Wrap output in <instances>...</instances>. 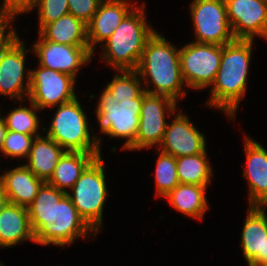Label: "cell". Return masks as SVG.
Wrapping results in <instances>:
<instances>
[{
	"label": "cell",
	"mask_w": 267,
	"mask_h": 266,
	"mask_svg": "<svg viewBox=\"0 0 267 266\" xmlns=\"http://www.w3.org/2000/svg\"><path fill=\"white\" fill-rule=\"evenodd\" d=\"M27 208L36 244L63 247L73 244L79 237L90 239L89 235H97L81 218L66 193L47 182L42 184Z\"/></svg>",
	"instance_id": "cell-1"
},
{
	"label": "cell",
	"mask_w": 267,
	"mask_h": 266,
	"mask_svg": "<svg viewBox=\"0 0 267 266\" xmlns=\"http://www.w3.org/2000/svg\"><path fill=\"white\" fill-rule=\"evenodd\" d=\"M253 45L254 40L235 39L222 46L220 68L205 105L220 109L230 119L235 118L246 92Z\"/></svg>",
	"instance_id": "cell-2"
},
{
	"label": "cell",
	"mask_w": 267,
	"mask_h": 266,
	"mask_svg": "<svg viewBox=\"0 0 267 266\" xmlns=\"http://www.w3.org/2000/svg\"><path fill=\"white\" fill-rule=\"evenodd\" d=\"M136 71L145 82V92L165 95L175 102L186 96L179 49L160 33L155 31L148 39ZM149 84L154 88L151 89Z\"/></svg>",
	"instance_id": "cell-3"
},
{
	"label": "cell",
	"mask_w": 267,
	"mask_h": 266,
	"mask_svg": "<svg viewBox=\"0 0 267 266\" xmlns=\"http://www.w3.org/2000/svg\"><path fill=\"white\" fill-rule=\"evenodd\" d=\"M140 6H135L100 46L101 58L112 69L136 70L148 39L155 33L146 21L145 2Z\"/></svg>",
	"instance_id": "cell-4"
},
{
	"label": "cell",
	"mask_w": 267,
	"mask_h": 266,
	"mask_svg": "<svg viewBox=\"0 0 267 266\" xmlns=\"http://www.w3.org/2000/svg\"><path fill=\"white\" fill-rule=\"evenodd\" d=\"M78 98L57 106L46 136L65 151L101 153V139L89 132V123Z\"/></svg>",
	"instance_id": "cell-5"
},
{
	"label": "cell",
	"mask_w": 267,
	"mask_h": 266,
	"mask_svg": "<svg viewBox=\"0 0 267 266\" xmlns=\"http://www.w3.org/2000/svg\"><path fill=\"white\" fill-rule=\"evenodd\" d=\"M103 164L102 157H96L66 193L81 218L96 234L102 227L103 208L108 196Z\"/></svg>",
	"instance_id": "cell-6"
},
{
	"label": "cell",
	"mask_w": 267,
	"mask_h": 266,
	"mask_svg": "<svg viewBox=\"0 0 267 266\" xmlns=\"http://www.w3.org/2000/svg\"><path fill=\"white\" fill-rule=\"evenodd\" d=\"M142 106V93L131 100H118L106 88L101 92L95 114L100 132L110 138L126 139L122 150H129L135 143Z\"/></svg>",
	"instance_id": "cell-7"
},
{
	"label": "cell",
	"mask_w": 267,
	"mask_h": 266,
	"mask_svg": "<svg viewBox=\"0 0 267 266\" xmlns=\"http://www.w3.org/2000/svg\"><path fill=\"white\" fill-rule=\"evenodd\" d=\"M180 66L187 87L206 89L214 83L220 68L222 46L191 42L179 48Z\"/></svg>",
	"instance_id": "cell-8"
},
{
	"label": "cell",
	"mask_w": 267,
	"mask_h": 266,
	"mask_svg": "<svg viewBox=\"0 0 267 266\" xmlns=\"http://www.w3.org/2000/svg\"><path fill=\"white\" fill-rule=\"evenodd\" d=\"M177 102L165 95L142 92V106L139 127L134 145L130 151H139L160 146L166 130V117L177 112ZM168 114V115H166Z\"/></svg>",
	"instance_id": "cell-9"
},
{
	"label": "cell",
	"mask_w": 267,
	"mask_h": 266,
	"mask_svg": "<svg viewBox=\"0 0 267 266\" xmlns=\"http://www.w3.org/2000/svg\"><path fill=\"white\" fill-rule=\"evenodd\" d=\"M189 9L196 33L195 42L223 46L235 40L225 0H193Z\"/></svg>",
	"instance_id": "cell-10"
},
{
	"label": "cell",
	"mask_w": 267,
	"mask_h": 266,
	"mask_svg": "<svg viewBox=\"0 0 267 266\" xmlns=\"http://www.w3.org/2000/svg\"><path fill=\"white\" fill-rule=\"evenodd\" d=\"M30 70L28 100L40 110L53 108L74 100L76 79L71 75L38 65Z\"/></svg>",
	"instance_id": "cell-11"
},
{
	"label": "cell",
	"mask_w": 267,
	"mask_h": 266,
	"mask_svg": "<svg viewBox=\"0 0 267 266\" xmlns=\"http://www.w3.org/2000/svg\"><path fill=\"white\" fill-rule=\"evenodd\" d=\"M32 49L37 55L39 65L56 70L76 79L80 67L89 63L93 53L89 45H66L45 40L40 34Z\"/></svg>",
	"instance_id": "cell-12"
},
{
	"label": "cell",
	"mask_w": 267,
	"mask_h": 266,
	"mask_svg": "<svg viewBox=\"0 0 267 266\" xmlns=\"http://www.w3.org/2000/svg\"><path fill=\"white\" fill-rule=\"evenodd\" d=\"M235 39L267 40V0H225Z\"/></svg>",
	"instance_id": "cell-13"
},
{
	"label": "cell",
	"mask_w": 267,
	"mask_h": 266,
	"mask_svg": "<svg viewBox=\"0 0 267 266\" xmlns=\"http://www.w3.org/2000/svg\"><path fill=\"white\" fill-rule=\"evenodd\" d=\"M21 40L19 38L0 55V95L23 104L30 91V70L25 73L26 54L30 49H26ZM25 78L27 79L24 85Z\"/></svg>",
	"instance_id": "cell-14"
},
{
	"label": "cell",
	"mask_w": 267,
	"mask_h": 266,
	"mask_svg": "<svg viewBox=\"0 0 267 266\" xmlns=\"http://www.w3.org/2000/svg\"><path fill=\"white\" fill-rule=\"evenodd\" d=\"M171 124H167L160 152L182 157L196 155L206 150L205 135L201 133L182 112L174 113Z\"/></svg>",
	"instance_id": "cell-15"
},
{
	"label": "cell",
	"mask_w": 267,
	"mask_h": 266,
	"mask_svg": "<svg viewBox=\"0 0 267 266\" xmlns=\"http://www.w3.org/2000/svg\"><path fill=\"white\" fill-rule=\"evenodd\" d=\"M244 145L246 166L243 175L248 181L249 206L267 207V150L247 136Z\"/></svg>",
	"instance_id": "cell-16"
},
{
	"label": "cell",
	"mask_w": 267,
	"mask_h": 266,
	"mask_svg": "<svg viewBox=\"0 0 267 266\" xmlns=\"http://www.w3.org/2000/svg\"><path fill=\"white\" fill-rule=\"evenodd\" d=\"M136 4L137 0L133 4L127 0H103L100 3L95 15L87 24L88 45L92 53L96 50L95 45L101 46Z\"/></svg>",
	"instance_id": "cell-17"
},
{
	"label": "cell",
	"mask_w": 267,
	"mask_h": 266,
	"mask_svg": "<svg viewBox=\"0 0 267 266\" xmlns=\"http://www.w3.org/2000/svg\"><path fill=\"white\" fill-rule=\"evenodd\" d=\"M265 208L250 206L242 228L240 247L245 261L267 263V214Z\"/></svg>",
	"instance_id": "cell-18"
},
{
	"label": "cell",
	"mask_w": 267,
	"mask_h": 266,
	"mask_svg": "<svg viewBox=\"0 0 267 266\" xmlns=\"http://www.w3.org/2000/svg\"><path fill=\"white\" fill-rule=\"evenodd\" d=\"M0 182L8 197L9 203L28 207L35 199L39 188L44 181L25 165L14 167L4 171L0 176Z\"/></svg>",
	"instance_id": "cell-19"
},
{
	"label": "cell",
	"mask_w": 267,
	"mask_h": 266,
	"mask_svg": "<svg viewBox=\"0 0 267 266\" xmlns=\"http://www.w3.org/2000/svg\"><path fill=\"white\" fill-rule=\"evenodd\" d=\"M27 240L36 243L28 208L8 203L0 212V248L14 247Z\"/></svg>",
	"instance_id": "cell-20"
},
{
	"label": "cell",
	"mask_w": 267,
	"mask_h": 266,
	"mask_svg": "<svg viewBox=\"0 0 267 266\" xmlns=\"http://www.w3.org/2000/svg\"><path fill=\"white\" fill-rule=\"evenodd\" d=\"M66 151L48 136L35 137L26 166L37 178L47 182L52 176L59 159Z\"/></svg>",
	"instance_id": "cell-21"
},
{
	"label": "cell",
	"mask_w": 267,
	"mask_h": 266,
	"mask_svg": "<svg viewBox=\"0 0 267 266\" xmlns=\"http://www.w3.org/2000/svg\"><path fill=\"white\" fill-rule=\"evenodd\" d=\"M98 156H102L101 153L66 151L47 183L68 193V189L73 187L86 167Z\"/></svg>",
	"instance_id": "cell-22"
},
{
	"label": "cell",
	"mask_w": 267,
	"mask_h": 266,
	"mask_svg": "<svg viewBox=\"0 0 267 266\" xmlns=\"http://www.w3.org/2000/svg\"><path fill=\"white\" fill-rule=\"evenodd\" d=\"M209 185H195L179 183L164 198L176 211L185 216L202 219L209 209L206 188Z\"/></svg>",
	"instance_id": "cell-23"
},
{
	"label": "cell",
	"mask_w": 267,
	"mask_h": 266,
	"mask_svg": "<svg viewBox=\"0 0 267 266\" xmlns=\"http://www.w3.org/2000/svg\"><path fill=\"white\" fill-rule=\"evenodd\" d=\"M39 34L48 41L66 45H88L87 25L70 13L46 24Z\"/></svg>",
	"instance_id": "cell-24"
},
{
	"label": "cell",
	"mask_w": 267,
	"mask_h": 266,
	"mask_svg": "<svg viewBox=\"0 0 267 266\" xmlns=\"http://www.w3.org/2000/svg\"><path fill=\"white\" fill-rule=\"evenodd\" d=\"M206 150L196 155L176 158L177 177L179 183L209 185L213 168L207 159Z\"/></svg>",
	"instance_id": "cell-25"
},
{
	"label": "cell",
	"mask_w": 267,
	"mask_h": 266,
	"mask_svg": "<svg viewBox=\"0 0 267 266\" xmlns=\"http://www.w3.org/2000/svg\"><path fill=\"white\" fill-rule=\"evenodd\" d=\"M29 107H16L3 117L7 130L20 132L35 137L41 136L38 132L40 127V118L37 113L39 108L31 101Z\"/></svg>",
	"instance_id": "cell-26"
},
{
	"label": "cell",
	"mask_w": 267,
	"mask_h": 266,
	"mask_svg": "<svg viewBox=\"0 0 267 266\" xmlns=\"http://www.w3.org/2000/svg\"><path fill=\"white\" fill-rule=\"evenodd\" d=\"M142 83L136 70H117L105 88L119 103L123 100L136 99L144 91Z\"/></svg>",
	"instance_id": "cell-27"
},
{
	"label": "cell",
	"mask_w": 267,
	"mask_h": 266,
	"mask_svg": "<svg viewBox=\"0 0 267 266\" xmlns=\"http://www.w3.org/2000/svg\"><path fill=\"white\" fill-rule=\"evenodd\" d=\"M155 168L156 197H165L178 184L176 157L161 152Z\"/></svg>",
	"instance_id": "cell-28"
},
{
	"label": "cell",
	"mask_w": 267,
	"mask_h": 266,
	"mask_svg": "<svg viewBox=\"0 0 267 266\" xmlns=\"http://www.w3.org/2000/svg\"><path fill=\"white\" fill-rule=\"evenodd\" d=\"M35 136L7 130L2 148L4 156L9 158H28Z\"/></svg>",
	"instance_id": "cell-29"
},
{
	"label": "cell",
	"mask_w": 267,
	"mask_h": 266,
	"mask_svg": "<svg viewBox=\"0 0 267 266\" xmlns=\"http://www.w3.org/2000/svg\"><path fill=\"white\" fill-rule=\"evenodd\" d=\"M38 7V8H37ZM39 31L46 25L69 13L68 0H36Z\"/></svg>",
	"instance_id": "cell-30"
},
{
	"label": "cell",
	"mask_w": 267,
	"mask_h": 266,
	"mask_svg": "<svg viewBox=\"0 0 267 266\" xmlns=\"http://www.w3.org/2000/svg\"><path fill=\"white\" fill-rule=\"evenodd\" d=\"M102 1L103 0H68L69 13L87 25L95 15Z\"/></svg>",
	"instance_id": "cell-31"
},
{
	"label": "cell",
	"mask_w": 267,
	"mask_h": 266,
	"mask_svg": "<svg viewBox=\"0 0 267 266\" xmlns=\"http://www.w3.org/2000/svg\"><path fill=\"white\" fill-rule=\"evenodd\" d=\"M14 20L13 17L0 15V55L20 38L17 30L11 26Z\"/></svg>",
	"instance_id": "cell-32"
},
{
	"label": "cell",
	"mask_w": 267,
	"mask_h": 266,
	"mask_svg": "<svg viewBox=\"0 0 267 266\" xmlns=\"http://www.w3.org/2000/svg\"><path fill=\"white\" fill-rule=\"evenodd\" d=\"M36 0H3L0 15L16 18L21 13H30L35 7Z\"/></svg>",
	"instance_id": "cell-33"
},
{
	"label": "cell",
	"mask_w": 267,
	"mask_h": 266,
	"mask_svg": "<svg viewBox=\"0 0 267 266\" xmlns=\"http://www.w3.org/2000/svg\"><path fill=\"white\" fill-rule=\"evenodd\" d=\"M8 203V197L4 191L2 183L0 182V212L6 207Z\"/></svg>",
	"instance_id": "cell-34"
},
{
	"label": "cell",
	"mask_w": 267,
	"mask_h": 266,
	"mask_svg": "<svg viewBox=\"0 0 267 266\" xmlns=\"http://www.w3.org/2000/svg\"><path fill=\"white\" fill-rule=\"evenodd\" d=\"M7 132V128L4 122V119L2 117V114H0V150L2 148L3 142H4V138Z\"/></svg>",
	"instance_id": "cell-35"
},
{
	"label": "cell",
	"mask_w": 267,
	"mask_h": 266,
	"mask_svg": "<svg viewBox=\"0 0 267 266\" xmlns=\"http://www.w3.org/2000/svg\"><path fill=\"white\" fill-rule=\"evenodd\" d=\"M248 266H264L263 264H256L254 262L248 261L246 262Z\"/></svg>",
	"instance_id": "cell-36"
}]
</instances>
